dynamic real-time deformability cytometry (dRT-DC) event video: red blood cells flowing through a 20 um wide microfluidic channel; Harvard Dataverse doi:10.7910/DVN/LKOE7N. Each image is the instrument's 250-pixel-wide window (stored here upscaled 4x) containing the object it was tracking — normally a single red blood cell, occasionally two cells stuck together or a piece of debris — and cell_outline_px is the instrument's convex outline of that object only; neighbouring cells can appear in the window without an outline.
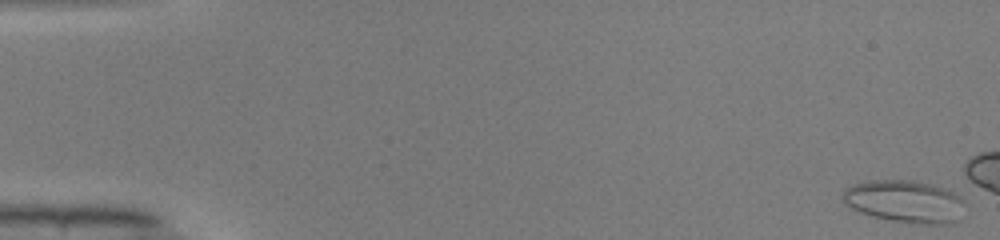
{"species": "common noctule bat (a hibernating species)", "species_latin": "Nyctalus noctula", "temperature_condition": "warm", "stored_images_in_passage": 15, "camera_frame_rate_fps": 3000, "um_per_image_px": 0.085, "animal": {"sex": "male", "body_mass_g": 19.0, "forearm_length_mm": 50.8}, "frame": {"image": 1, "passage_image": 1, "time_ms": 0.0, "image_size_px": [1000, 240], "cell_outline_px": [[964, 200], [960, 220], [952, 224], [920, 224], [892, 220], [872, 216], [860, 212], [844, 204], [840, 196], [840, 192], [844, 188], [852, 184], [868, 180], [912, 180], [932, 184], [944, 188], [960, 196]], "centroid_in_image_um": [76.87, 17.12], "position_along_channel_um": 8.1, "area_um2": 30.63}}